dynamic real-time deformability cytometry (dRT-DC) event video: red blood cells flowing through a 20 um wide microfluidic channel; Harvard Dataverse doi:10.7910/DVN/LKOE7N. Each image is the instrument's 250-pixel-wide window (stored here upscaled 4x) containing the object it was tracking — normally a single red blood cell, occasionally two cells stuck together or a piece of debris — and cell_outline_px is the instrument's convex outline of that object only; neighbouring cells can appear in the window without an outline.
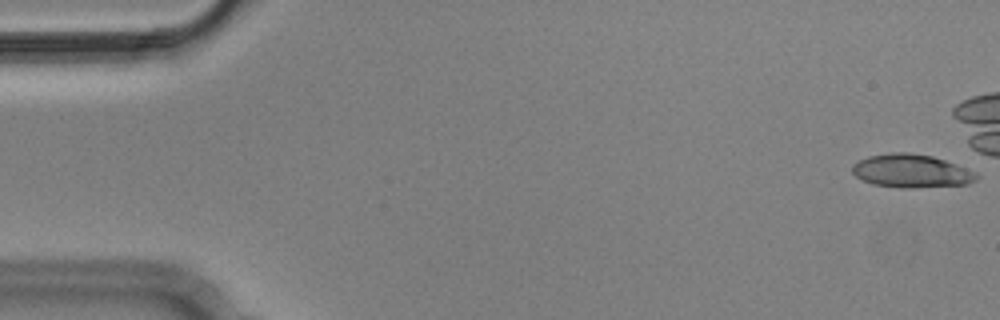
{"species": "Egyptian fruit bat (a non-hibernating species)", "species_latin": "Rousettus aegyptiacus", "temperature_condition": "cold", "stored_images_in_passage": 6, "camera_frame_rate_fps": 3000, "um_per_image_px": 0.085, "animal": {"sex": "male"}, "frame": {"image": 1, "passage_image": 1, "time_ms": 0.0, "image_size_px": [1000, 320], "cell_outline_px": [[980, 176], [976, 180], [968, 184], [912, 188], [900, 188], [872, 184], [856, 176], [852, 172], [852, 164], [868, 156], [892, 152], [908, 152], [932, 156], [956, 164], [976, 172]], "centroid_in_image_um": [77.47, 14.53], "position_along_channel_um": 7.5, "area_um2": 24.16}}